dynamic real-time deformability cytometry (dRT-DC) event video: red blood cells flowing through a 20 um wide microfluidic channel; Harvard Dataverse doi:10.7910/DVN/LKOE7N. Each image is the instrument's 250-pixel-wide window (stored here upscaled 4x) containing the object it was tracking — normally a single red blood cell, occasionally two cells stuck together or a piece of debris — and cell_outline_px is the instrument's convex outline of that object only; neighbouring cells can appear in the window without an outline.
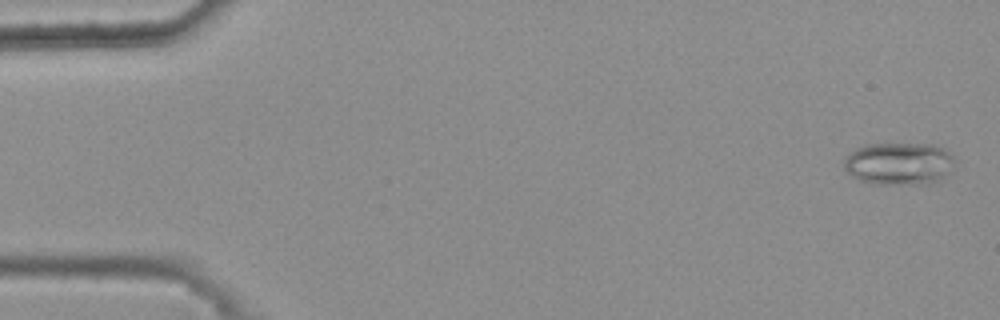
{"species": "common noctule bat (a hibernating species)", "species_latin": "Nyctalus noctula", "temperature_condition": "warm", "stored_images_in_passage": 10, "camera_frame_rate_fps": 3000, "um_per_image_px": 0.085, "animal": {"sex": "female", "body_mass_g": 25.1}, "frame": {"image": 1, "passage_image": 2, "time_ms": 0.333, "image_size_px": [1000, 320], "cell_outline_px": [[956, 160], [948, 172], [940, 180], [928, 184], [872, 184], [860, 180], [852, 176], [844, 168], [844, 160], [856, 148], [868, 144], [932, 144], [944, 148]], "centroid_in_image_um": [76.43, 13.91], "position_along_channel_um": 8.6, "area_um2": 27.4}}